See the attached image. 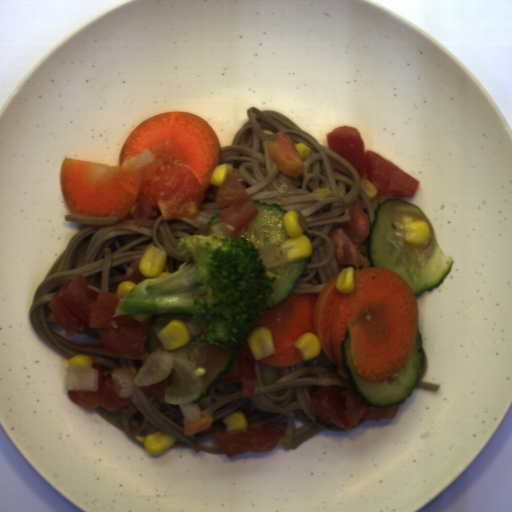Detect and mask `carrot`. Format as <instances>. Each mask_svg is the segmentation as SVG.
Masks as SVG:
<instances>
[{
  "mask_svg": "<svg viewBox=\"0 0 512 512\" xmlns=\"http://www.w3.org/2000/svg\"><path fill=\"white\" fill-rule=\"evenodd\" d=\"M333 276L318 294H291L262 309L258 324L268 327L274 353L260 364L292 367L304 362L295 345L306 332L316 335L320 350L347 374L342 341L348 331L353 366L361 378L384 381L411 356L417 339L419 305L410 284L383 267L354 269V290L338 292Z\"/></svg>",
  "mask_w": 512,
  "mask_h": 512,
  "instance_id": "obj_1",
  "label": "carrot"
},
{
  "mask_svg": "<svg viewBox=\"0 0 512 512\" xmlns=\"http://www.w3.org/2000/svg\"><path fill=\"white\" fill-rule=\"evenodd\" d=\"M156 159L183 163L196 175L204 191L222 161L215 129L195 113L168 111L142 120L126 138L118 166L64 157L59 187L72 215L117 217L130 212L141 188L139 169Z\"/></svg>",
  "mask_w": 512,
  "mask_h": 512,
  "instance_id": "obj_2",
  "label": "carrot"
},
{
  "mask_svg": "<svg viewBox=\"0 0 512 512\" xmlns=\"http://www.w3.org/2000/svg\"><path fill=\"white\" fill-rule=\"evenodd\" d=\"M212 424L211 416L203 417L197 422H191L188 419H183L184 435H193L206 431Z\"/></svg>",
  "mask_w": 512,
  "mask_h": 512,
  "instance_id": "obj_3",
  "label": "carrot"
}]
</instances>
